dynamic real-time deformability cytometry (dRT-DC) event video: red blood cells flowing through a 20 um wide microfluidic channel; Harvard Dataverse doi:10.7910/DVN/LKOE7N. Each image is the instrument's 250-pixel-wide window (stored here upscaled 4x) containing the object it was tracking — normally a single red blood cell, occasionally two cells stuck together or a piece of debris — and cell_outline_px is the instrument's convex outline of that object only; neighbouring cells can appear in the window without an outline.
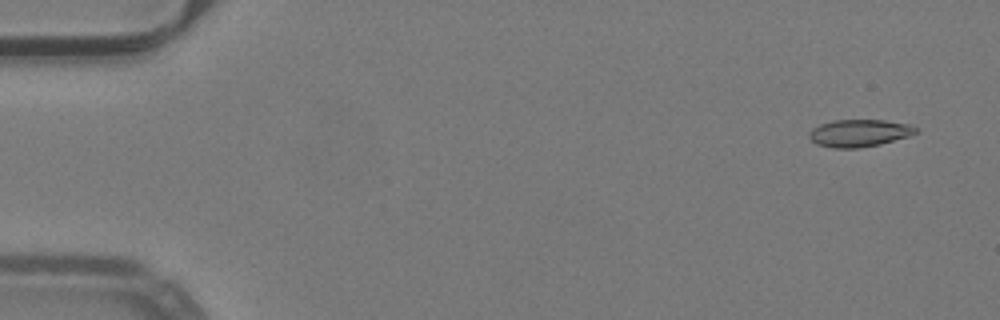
{"species": "common noctule bat (a hibernating species)", "species_latin": "Nyctalus noctula", "temperature_condition": "warm", "stored_images_in_passage": 5, "camera_frame_rate_fps": 3000, "um_per_image_px": 0.085, "animal": {"sex": "male", "body_mass_g": 19.2, "forearm_length_mm": 51.8}, "frame": {"image": 1, "passage_image": 3, "time_ms": 0.667, "image_size_px": [1000, 320], "cell_outline_px": [[920, 128], [916, 132], [908, 136], [880, 144], [856, 148], [832, 148], [816, 144], [808, 136], [808, 132], [812, 128], [820, 124], [832, 120], [884, 120], [908, 124]], "centroid_in_image_um": [73.0, 11.3], "position_along_channel_um": 12.0, "area_um2": 16.99}}